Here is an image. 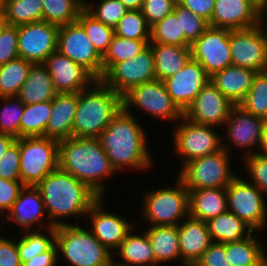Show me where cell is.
Returning a JSON list of instances; mask_svg holds the SVG:
<instances>
[{
    "instance_id": "e575fe53",
    "label": "cell",
    "mask_w": 267,
    "mask_h": 266,
    "mask_svg": "<svg viewBox=\"0 0 267 266\" xmlns=\"http://www.w3.org/2000/svg\"><path fill=\"white\" fill-rule=\"evenodd\" d=\"M33 63L17 57L0 66V98L16 97Z\"/></svg>"
},
{
    "instance_id": "91938a15",
    "label": "cell",
    "mask_w": 267,
    "mask_h": 266,
    "mask_svg": "<svg viewBox=\"0 0 267 266\" xmlns=\"http://www.w3.org/2000/svg\"><path fill=\"white\" fill-rule=\"evenodd\" d=\"M259 16H260L259 25L262 27V30L265 34V38L267 39V30H265V29H267V26H266L267 23L265 25L266 28L263 26V22H264V20H266L264 18H266V16H267V1L260 2V14H259ZM263 28H265V29H263Z\"/></svg>"
},
{
    "instance_id": "4dcf8cb0",
    "label": "cell",
    "mask_w": 267,
    "mask_h": 266,
    "mask_svg": "<svg viewBox=\"0 0 267 266\" xmlns=\"http://www.w3.org/2000/svg\"><path fill=\"white\" fill-rule=\"evenodd\" d=\"M146 234L159 264L178 258L181 261L178 225L150 226L149 229L147 228Z\"/></svg>"
},
{
    "instance_id": "4fadbf2b",
    "label": "cell",
    "mask_w": 267,
    "mask_h": 266,
    "mask_svg": "<svg viewBox=\"0 0 267 266\" xmlns=\"http://www.w3.org/2000/svg\"><path fill=\"white\" fill-rule=\"evenodd\" d=\"M57 50L85 67L98 80L102 78V56L96 51L85 30L77 21L59 27Z\"/></svg>"
},
{
    "instance_id": "f5cc1de1",
    "label": "cell",
    "mask_w": 267,
    "mask_h": 266,
    "mask_svg": "<svg viewBox=\"0 0 267 266\" xmlns=\"http://www.w3.org/2000/svg\"><path fill=\"white\" fill-rule=\"evenodd\" d=\"M194 266H231L227 259L226 243L212 242Z\"/></svg>"
},
{
    "instance_id": "9c48e42d",
    "label": "cell",
    "mask_w": 267,
    "mask_h": 266,
    "mask_svg": "<svg viewBox=\"0 0 267 266\" xmlns=\"http://www.w3.org/2000/svg\"><path fill=\"white\" fill-rule=\"evenodd\" d=\"M263 192L254 184L238 175L226 187L227 211L235 214L253 232L267 223V204Z\"/></svg>"
},
{
    "instance_id": "f35d334b",
    "label": "cell",
    "mask_w": 267,
    "mask_h": 266,
    "mask_svg": "<svg viewBox=\"0 0 267 266\" xmlns=\"http://www.w3.org/2000/svg\"><path fill=\"white\" fill-rule=\"evenodd\" d=\"M30 231L29 233L24 231L23 237L21 236L17 241L22 263L49 250L56 243V227L47 228L46 232L49 236L42 234V230L31 229Z\"/></svg>"
},
{
    "instance_id": "6f0895ef",
    "label": "cell",
    "mask_w": 267,
    "mask_h": 266,
    "mask_svg": "<svg viewBox=\"0 0 267 266\" xmlns=\"http://www.w3.org/2000/svg\"><path fill=\"white\" fill-rule=\"evenodd\" d=\"M16 140L13 136L0 133V158Z\"/></svg>"
},
{
    "instance_id": "ee69618b",
    "label": "cell",
    "mask_w": 267,
    "mask_h": 266,
    "mask_svg": "<svg viewBox=\"0 0 267 266\" xmlns=\"http://www.w3.org/2000/svg\"><path fill=\"white\" fill-rule=\"evenodd\" d=\"M4 102L0 109V133L20 138V119L24 113V104L17 97H1Z\"/></svg>"
},
{
    "instance_id": "ac0fdd59",
    "label": "cell",
    "mask_w": 267,
    "mask_h": 266,
    "mask_svg": "<svg viewBox=\"0 0 267 266\" xmlns=\"http://www.w3.org/2000/svg\"><path fill=\"white\" fill-rule=\"evenodd\" d=\"M43 65L48 69L57 93H79L98 80L89 70L58 50L53 52Z\"/></svg>"
},
{
    "instance_id": "8fae6325",
    "label": "cell",
    "mask_w": 267,
    "mask_h": 266,
    "mask_svg": "<svg viewBox=\"0 0 267 266\" xmlns=\"http://www.w3.org/2000/svg\"><path fill=\"white\" fill-rule=\"evenodd\" d=\"M183 123L175 126L174 149L184 160L183 166L191 160L201 158L222 149V138L214 126L195 124L185 117Z\"/></svg>"
},
{
    "instance_id": "7bdbcfd3",
    "label": "cell",
    "mask_w": 267,
    "mask_h": 266,
    "mask_svg": "<svg viewBox=\"0 0 267 266\" xmlns=\"http://www.w3.org/2000/svg\"><path fill=\"white\" fill-rule=\"evenodd\" d=\"M115 35L134 40H150V26L141 10H128L114 28Z\"/></svg>"
},
{
    "instance_id": "11a10c76",
    "label": "cell",
    "mask_w": 267,
    "mask_h": 266,
    "mask_svg": "<svg viewBox=\"0 0 267 266\" xmlns=\"http://www.w3.org/2000/svg\"><path fill=\"white\" fill-rule=\"evenodd\" d=\"M177 3L204 18L210 24L215 0H177Z\"/></svg>"
},
{
    "instance_id": "6da1fadb",
    "label": "cell",
    "mask_w": 267,
    "mask_h": 266,
    "mask_svg": "<svg viewBox=\"0 0 267 266\" xmlns=\"http://www.w3.org/2000/svg\"><path fill=\"white\" fill-rule=\"evenodd\" d=\"M36 187L40 190L46 217L53 227L69 224L62 218L87 215L100 198L87 184L59 167L45 176Z\"/></svg>"
},
{
    "instance_id": "681fc988",
    "label": "cell",
    "mask_w": 267,
    "mask_h": 266,
    "mask_svg": "<svg viewBox=\"0 0 267 266\" xmlns=\"http://www.w3.org/2000/svg\"><path fill=\"white\" fill-rule=\"evenodd\" d=\"M177 0H143L141 12L151 27L174 11Z\"/></svg>"
},
{
    "instance_id": "7dc6e473",
    "label": "cell",
    "mask_w": 267,
    "mask_h": 266,
    "mask_svg": "<svg viewBox=\"0 0 267 266\" xmlns=\"http://www.w3.org/2000/svg\"><path fill=\"white\" fill-rule=\"evenodd\" d=\"M246 169L251 177L252 184L256 185L263 193H267V155L247 152L244 155Z\"/></svg>"
},
{
    "instance_id": "db71d44e",
    "label": "cell",
    "mask_w": 267,
    "mask_h": 266,
    "mask_svg": "<svg viewBox=\"0 0 267 266\" xmlns=\"http://www.w3.org/2000/svg\"><path fill=\"white\" fill-rule=\"evenodd\" d=\"M0 266H22L17 242L0 237Z\"/></svg>"
},
{
    "instance_id": "d4e9b609",
    "label": "cell",
    "mask_w": 267,
    "mask_h": 266,
    "mask_svg": "<svg viewBox=\"0 0 267 266\" xmlns=\"http://www.w3.org/2000/svg\"><path fill=\"white\" fill-rule=\"evenodd\" d=\"M77 105L78 93H58L51 100V114L46 126L45 137L58 141L70 138Z\"/></svg>"
},
{
    "instance_id": "5b68a950",
    "label": "cell",
    "mask_w": 267,
    "mask_h": 266,
    "mask_svg": "<svg viewBox=\"0 0 267 266\" xmlns=\"http://www.w3.org/2000/svg\"><path fill=\"white\" fill-rule=\"evenodd\" d=\"M87 228V229H86ZM58 254L71 266H111L113 254L92 234L88 227L64 224L56 227Z\"/></svg>"
},
{
    "instance_id": "7a4b0ae2",
    "label": "cell",
    "mask_w": 267,
    "mask_h": 266,
    "mask_svg": "<svg viewBox=\"0 0 267 266\" xmlns=\"http://www.w3.org/2000/svg\"><path fill=\"white\" fill-rule=\"evenodd\" d=\"M131 111L122 108L98 139L115 171L122 168L147 169L152 157L146 147V133Z\"/></svg>"
},
{
    "instance_id": "1f68e13d",
    "label": "cell",
    "mask_w": 267,
    "mask_h": 266,
    "mask_svg": "<svg viewBox=\"0 0 267 266\" xmlns=\"http://www.w3.org/2000/svg\"><path fill=\"white\" fill-rule=\"evenodd\" d=\"M253 232L238 242L226 243V254L231 266H267L266 250Z\"/></svg>"
},
{
    "instance_id": "60d3db41",
    "label": "cell",
    "mask_w": 267,
    "mask_h": 266,
    "mask_svg": "<svg viewBox=\"0 0 267 266\" xmlns=\"http://www.w3.org/2000/svg\"><path fill=\"white\" fill-rule=\"evenodd\" d=\"M77 22L85 30L96 51L103 57L115 36L114 28L95 19L86 9L80 12Z\"/></svg>"
},
{
    "instance_id": "2e32d148",
    "label": "cell",
    "mask_w": 267,
    "mask_h": 266,
    "mask_svg": "<svg viewBox=\"0 0 267 266\" xmlns=\"http://www.w3.org/2000/svg\"><path fill=\"white\" fill-rule=\"evenodd\" d=\"M59 26L45 21L18 26V56L33 64H43L57 51Z\"/></svg>"
},
{
    "instance_id": "74e56055",
    "label": "cell",
    "mask_w": 267,
    "mask_h": 266,
    "mask_svg": "<svg viewBox=\"0 0 267 266\" xmlns=\"http://www.w3.org/2000/svg\"><path fill=\"white\" fill-rule=\"evenodd\" d=\"M150 44V40H134L115 35L107 52L102 57L103 75L115 64L141 53Z\"/></svg>"
},
{
    "instance_id": "836d02e7",
    "label": "cell",
    "mask_w": 267,
    "mask_h": 266,
    "mask_svg": "<svg viewBox=\"0 0 267 266\" xmlns=\"http://www.w3.org/2000/svg\"><path fill=\"white\" fill-rule=\"evenodd\" d=\"M0 10L11 26L40 22L43 18L42 0H0Z\"/></svg>"
},
{
    "instance_id": "f6af8a7d",
    "label": "cell",
    "mask_w": 267,
    "mask_h": 266,
    "mask_svg": "<svg viewBox=\"0 0 267 266\" xmlns=\"http://www.w3.org/2000/svg\"><path fill=\"white\" fill-rule=\"evenodd\" d=\"M84 9L95 19L113 28L117 26L119 20L129 10L119 0H101L98 5L84 1Z\"/></svg>"
},
{
    "instance_id": "ffe728a7",
    "label": "cell",
    "mask_w": 267,
    "mask_h": 266,
    "mask_svg": "<svg viewBox=\"0 0 267 266\" xmlns=\"http://www.w3.org/2000/svg\"><path fill=\"white\" fill-rule=\"evenodd\" d=\"M259 0H215L210 26L230 30L247 29L260 23Z\"/></svg>"
},
{
    "instance_id": "94428289",
    "label": "cell",
    "mask_w": 267,
    "mask_h": 266,
    "mask_svg": "<svg viewBox=\"0 0 267 266\" xmlns=\"http://www.w3.org/2000/svg\"><path fill=\"white\" fill-rule=\"evenodd\" d=\"M121 1L129 10H141L143 5V0H119Z\"/></svg>"
},
{
    "instance_id": "6125c7cd",
    "label": "cell",
    "mask_w": 267,
    "mask_h": 266,
    "mask_svg": "<svg viewBox=\"0 0 267 266\" xmlns=\"http://www.w3.org/2000/svg\"><path fill=\"white\" fill-rule=\"evenodd\" d=\"M6 25H7V21L5 20V16L3 12L0 10V34Z\"/></svg>"
},
{
    "instance_id": "83f0119b",
    "label": "cell",
    "mask_w": 267,
    "mask_h": 266,
    "mask_svg": "<svg viewBox=\"0 0 267 266\" xmlns=\"http://www.w3.org/2000/svg\"><path fill=\"white\" fill-rule=\"evenodd\" d=\"M189 216L207 222L227 211L226 188L188 190Z\"/></svg>"
},
{
    "instance_id": "d6a6232c",
    "label": "cell",
    "mask_w": 267,
    "mask_h": 266,
    "mask_svg": "<svg viewBox=\"0 0 267 266\" xmlns=\"http://www.w3.org/2000/svg\"><path fill=\"white\" fill-rule=\"evenodd\" d=\"M206 223L212 242L224 244L238 242L247 238L253 232L247 224L229 211L209 219Z\"/></svg>"
},
{
    "instance_id": "f546056e",
    "label": "cell",
    "mask_w": 267,
    "mask_h": 266,
    "mask_svg": "<svg viewBox=\"0 0 267 266\" xmlns=\"http://www.w3.org/2000/svg\"><path fill=\"white\" fill-rule=\"evenodd\" d=\"M154 53L156 79L163 81L176 74L191 58L190 46L149 44Z\"/></svg>"
},
{
    "instance_id": "7c38bea8",
    "label": "cell",
    "mask_w": 267,
    "mask_h": 266,
    "mask_svg": "<svg viewBox=\"0 0 267 266\" xmlns=\"http://www.w3.org/2000/svg\"><path fill=\"white\" fill-rule=\"evenodd\" d=\"M155 79L154 53L149 45L133 58L115 63L100 80L123 96L132 87Z\"/></svg>"
},
{
    "instance_id": "d6986e66",
    "label": "cell",
    "mask_w": 267,
    "mask_h": 266,
    "mask_svg": "<svg viewBox=\"0 0 267 266\" xmlns=\"http://www.w3.org/2000/svg\"><path fill=\"white\" fill-rule=\"evenodd\" d=\"M209 81L210 76L200 63L190 58L182 69L163 83L172 101L184 112Z\"/></svg>"
},
{
    "instance_id": "bcb514c9",
    "label": "cell",
    "mask_w": 267,
    "mask_h": 266,
    "mask_svg": "<svg viewBox=\"0 0 267 266\" xmlns=\"http://www.w3.org/2000/svg\"><path fill=\"white\" fill-rule=\"evenodd\" d=\"M173 13L180 16L181 30L186 40L192 44L196 41L210 26L209 22L199 15L191 12L189 9L176 4Z\"/></svg>"
},
{
    "instance_id": "f907efd6",
    "label": "cell",
    "mask_w": 267,
    "mask_h": 266,
    "mask_svg": "<svg viewBox=\"0 0 267 266\" xmlns=\"http://www.w3.org/2000/svg\"><path fill=\"white\" fill-rule=\"evenodd\" d=\"M18 56V26L6 25L0 34V66Z\"/></svg>"
},
{
    "instance_id": "484cf974",
    "label": "cell",
    "mask_w": 267,
    "mask_h": 266,
    "mask_svg": "<svg viewBox=\"0 0 267 266\" xmlns=\"http://www.w3.org/2000/svg\"><path fill=\"white\" fill-rule=\"evenodd\" d=\"M256 74L252 69L231 65L213 74L210 82L234 105H239L250 90Z\"/></svg>"
},
{
    "instance_id": "816d5d0a",
    "label": "cell",
    "mask_w": 267,
    "mask_h": 266,
    "mask_svg": "<svg viewBox=\"0 0 267 266\" xmlns=\"http://www.w3.org/2000/svg\"><path fill=\"white\" fill-rule=\"evenodd\" d=\"M24 187L21 180H6L0 177V212L2 215L11 209Z\"/></svg>"
},
{
    "instance_id": "cb8c5ba5",
    "label": "cell",
    "mask_w": 267,
    "mask_h": 266,
    "mask_svg": "<svg viewBox=\"0 0 267 266\" xmlns=\"http://www.w3.org/2000/svg\"><path fill=\"white\" fill-rule=\"evenodd\" d=\"M233 145L243 148L260 146L264 119L247 112L239 105H233L229 117L223 124Z\"/></svg>"
},
{
    "instance_id": "8d00e7d4",
    "label": "cell",
    "mask_w": 267,
    "mask_h": 266,
    "mask_svg": "<svg viewBox=\"0 0 267 266\" xmlns=\"http://www.w3.org/2000/svg\"><path fill=\"white\" fill-rule=\"evenodd\" d=\"M51 114V101L24 105L20 119V138L45 136Z\"/></svg>"
},
{
    "instance_id": "d590c367",
    "label": "cell",
    "mask_w": 267,
    "mask_h": 266,
    "mask_svg": "<svg viewBox=\"0 0 267 266\" xmlns=\"http://www.w3.org/2000/svg\"><path fill=\"white\" fill-rule=\"evenodd\" d=\"M42 21L63 26L77 21L84 9V0H42Z\"/></svg>"
},
{
    "instance_id": "b9f144b4",
    "label": "cell",
    "mask_w": 267,
    "mask_h": 266,
    "mask_svg": "<svg viewBox=\"0 0 267 266\" xmlns=\"http://www.w3.org/2000/svg\"><path fill=\"white\" fill-rule=\"evenodd\" d=\"M239 106L257 117L267 119V70L257 72L250 90Z\"/></svg>"
},
{
    "instance_id": "f1b7e54d",
    "label": "cell",
    "mask_w": 267,
    "mask_h": 266,
    "mask_svg": "<svg viewBox=\"0 0 267 266\" xmlns=\"http://www.w3.org/2000/svg\"><path fill=\"white\" fill-rule=\"evenodd\" d=\"M133 232L131 230L127 234L117 248L118 252L115 253L122 258V262L115 263L113 260V264L115 266H157L159 263L156 261L146 232L142 235L132 234Z\"/></svg>"
},
{
    "instance_id": "44dd1931",
    "label": "cell",
    "mask_w": 267,
    "mask_h": 266,
    "mask_svg": "<svg viewBox=\"0 0 267 266\" xmlns=\"http://www.w3.org/2000/svg\"><path fill=\"white\" fill-rule=\"evenodd\" d=\"M103 197H100L89 209L91 232L109 251L119 247L134 226L119 215L105 212Z\"/></svg>"
},
{
    "instance_id": "9f6ffc18",
    "label": "cell",
    "mask_w": 267,
    "mask_h": 266,
    "mask_svg": "<svg viewBox=\"0 0 267 266\" xmlns=\"http://www.w3.org/2000/svg\"><path fill=\"white\" fill-rule=\"evenodd\" d=\"M58 247L55 243L49 250L35 255L32 259L22 263V266H55L57 265Z\"/></svg>"
},
{
    "instance_id": "9a60e30c",
    "label": "cell",
    "mask_w": 267,
    "mask_h": 266,
    "mask_svg": "<svg viewBox=\"0 0 267 266\" xmlns=\"http://www.w3.org/2000/svg\"><path fill=\"white\" fill-rule=\"evenodd\" d=\"M230 29L209 26L190 45L191 58L198 61L211 77L232 65L230 53Z\"/></svg>"
},
{
    "instance_id": "ba28073f",
    "label": "cell",
    "mask_w": 267,
    "mask_h": 266,
    "mask_svg": "<svg viewBox=\"0 0 267 266\" xmlns=\"http://www.w3.org/2000/svg\"><path fill=\"white\" fill-rule=\"evenodd\" d=\"M58 140L45 136L20 138V177L24 186H36L59 167Z\"/></svg>"
},
{
    "instance_id": "3957f363",
    "label": "cell",
    "mask_w": 267,
    "mask_h": 266,
    "mask_svg": "<svg viewBox=\"0 0 267 266\" xmlns=\"http://www.w3.org/2000/svg\"><path fill=\"white\" fill-rule=\"evenodd\" d=\"M59 168L87 184L104 198L101 180L116 173L98 138L70 137L58 141Z\"/></svg>"
},
{
    "instance_id": "603a6c76",
    "label": "cell",
    "mask_w": 267,
    "mask_h": 266,
    "mask_svg": "<svg viewBox=\"0 0 267 266\" xmlns=\"http://www.w3.org/2000/svg\"><path fill=\"white\" fill-rule=\"evenodd\" d=\"M184 220L178 224L181 263L183 266H194L209 248L212 240L205 221L191 216Z\"/></svg>"
},
{
    "instance_id": "5bb4252c",
    "label": "cell",
    "mask_w": 267,
    "mask_h": 266,
    "mask_svg": "<svg viewBox=\"0 0 267 266\" xmlns=\"http://www.w3.org/2000/svg\"><path fill=\"white\" fill-rule=\"evenodd\" d=\"M230 53L233 66L267 70V39L260 25L230 31Z\"/></svg>"
},
{
    "instance_id": "277c9868",
    "label": "cell",
    "mask_w": 267,
    "mask_h": 266,
    "mask_svg": "<svg viewBox=\"0 0 267 266\" xmlns=\"http://www.w3.org/2000/svg\"><path fill=\"white\" fill-rule=\"evenodd\" d=\"M93 85L78 93L72 137L98 138L123 108L122 95L101 80H97Z\"/></svg>"
},
{
    "instance_id": "ab89813d",
    "label": "cell",
    "mask_w": 267,
    "mask_h": 266,
    "mask_svg": "<svg viewBox=\"0 0 267 266\" xmlns=\"http://www.w3.org/2000/svg\"><path fill=\"white\" fill-rule=\"evenodd\" d=\"M150 43L190 46L181 30L180 16L173 12L150 27Z\"/></svg>"
},
{
    "instance_id": "680465c9",
    "label": "cell",
    "mask_w": 267,
    "mask_h": 266,
    "mask_svg": "<svg viewBox=\"0 0 267 266\" xmlns=\"http://www.w3.org/2000/svg\"><path fill=\"white\" fill-rule=\"evenodd\" d=\"M258 153L267 155V119L264 120L263 130H262V137L259 146ZM261 150V151H260ZM260 151V152H259Z\"/></svg>"
},
{
    "instance_id": "30bf717a",
    "label": "cell",
    "mask_w": 267,
    "mask_h": 266,
    "mask_svg": "<svg viewBox=\"0 0 267 266\" xmlns=\"http://www.w3.org/2000/svg\"><path fill=\"white\" fill-rule=\"evenodd\" d=\"M133 106L161 120L176 122L183 117V112L172 101L163 81L157 79L136 85L123 95V108L131 111Z\"/></svg>"
},
{
    "instance_id": "8992f818",
    "label": "cell",
    "mask_w": 267,
    "mask_h": 266,
    "mask_svg": "<svg viewBox=\"0 0 267 266\" xmlns=\"http://www.w3.org/2000/svg\"><path fill=\"white\" fill-rule=\"evenodd\" d=\"M143 216L151 226L178 225L189 216V194L178 177L176 187L162 188L143 194Z\"/></svg>"
},
{
    "instance_id": "7402d4cb",
    "label": "cell",
    "mask_w": 267,
    "mask_h": 266,
    "mask_svg": "<svg viewBox=\"0 0 267 266\" xmlns=\"http://www.w3.org/2000/svg\"><path fill=\"white\" fill-rule=\"evenodd\" d=\"M44 214L46 215L47 213L40 190L36 186H24L17 200L7 212L5 219L16 222L20 227L22 226L25 231H29L30 228L36 224L38 227L35 226V230L43 231L44 229L46 230L47 228L53 227ZM42 217H45V219L42 220ZM46 220L48 223H44Z\"/></svg>"
},
{
    "instance_id": "52a82bcc",
    "label": "cell",
    "mask_w": 267,
    "mask_h": 266,
    "mask_svg": "<svg viewBox=\"0 0 267 266\" xmlns=\"http://www.w3.org/2000/svg\"><path fill=\"white\" fill-rule=\"evenodd\" d=\"M222 147L215 153L191 160L182 166L178 177L188 190L226 188L236 177L230 170L229 147L224 144Z\"/></svg>"
},
{
    "instance_id": "4316f807",
    "label": "cell",
    "mask_w": 267,
    "mask_h": 266,
    "mask_svg": "<svg viewBox=\"0 0 267 266\" xmlns=\"http://www.w3.org/2000/svg\"><path fill=\"white\" fill-rule=\"evenodd\" d=\"M57 94L48 69L43 64H33L16 97L29 105L51 101Z\"/></svg>"
},
{
    "instance_id": "c3c4849f",
    "label": "cell",
    "mask_w": 267,
    "mask_h": 266,
    "mask_svg": "<svg viewBox=\"0 0 267 266\" xmlns=\"http://www.w3.org/2000/svg\"><path fill=\"white\" fill-rule=\"evenodd\" d=\"M0 177L6 180H21L20 138H18L0 158Z\"/></svg>"
},
{
    "instance_id": "e0dca14e",
    "label": "cell",
    "mask_w": 267,
    "mask_h": 266,
    "mask_svg": "<svg viewBox=\"0 0 267 266\" xmlns=\"http://www.w3.org/2000/svg\"><path fill=\"white\" fill-rule=\"evenodd\" d=\"M233 105L209 81L183 112V117L195 124L221 127L228 119Z\"/></svg>"
}]
</instances>
